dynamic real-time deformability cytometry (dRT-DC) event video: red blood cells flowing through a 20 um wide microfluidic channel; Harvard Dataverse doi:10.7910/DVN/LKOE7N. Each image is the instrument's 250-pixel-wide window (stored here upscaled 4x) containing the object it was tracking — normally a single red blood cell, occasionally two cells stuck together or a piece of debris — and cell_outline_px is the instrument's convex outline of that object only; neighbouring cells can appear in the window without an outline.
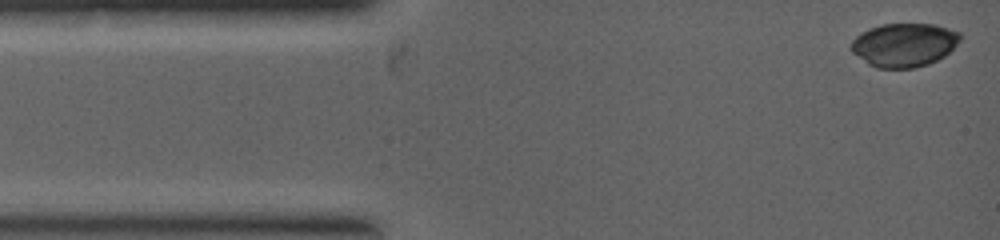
{"species": "common noctule bat (a hibernating species)", "species_latin": "Nyctalus noctula", "temperature_condition": "warm", "stored_images_in_passage": 10, "camera_frame_rate_fps": 5000, "um_per_image_px": 0.085, "animal": {"sex": "female", "body_mass_g": 19.0, "forearm_length_mm": 53.3}, "frame": {"image": 1, "passage_image": 1, "time_ms": 0.0, "image_size_px": [1000, 240], "cell_outline_px": [[960, 40], [944, 56], [928, 64], [912, 68], [876, 68], [868, 64], [852, 52], [852, 40], [860, 32], [868, 28], [884, 24], [936, 24], [960, 32]], "centroid_in_image_um": [76.83, 3.81], "position_along_channel_um": 8.2, "area_um2": 27.63}}
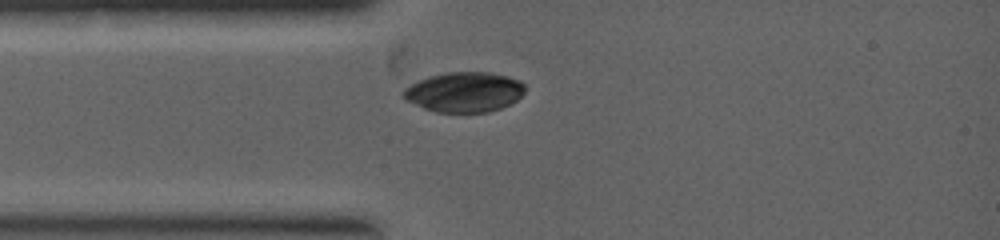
{"frame": {"image": 2, "passage_image": 9, "time_ms": 1.6, "image_size_px": [1000, 240], "cell_outline_px": [[524, 92], [516, 100], [500, 108], [488, 112], [436, 112], [424, 108], [404, 100], [400, 96], [404, 88], [428, 76], [444, 72], [492, 72], [508, 76], [520, 80], [524, 84]], "centroid_in_image_um": [39.43, 7.81], "position_along_channel_um": 45.6, "area_um2": 28.5}}